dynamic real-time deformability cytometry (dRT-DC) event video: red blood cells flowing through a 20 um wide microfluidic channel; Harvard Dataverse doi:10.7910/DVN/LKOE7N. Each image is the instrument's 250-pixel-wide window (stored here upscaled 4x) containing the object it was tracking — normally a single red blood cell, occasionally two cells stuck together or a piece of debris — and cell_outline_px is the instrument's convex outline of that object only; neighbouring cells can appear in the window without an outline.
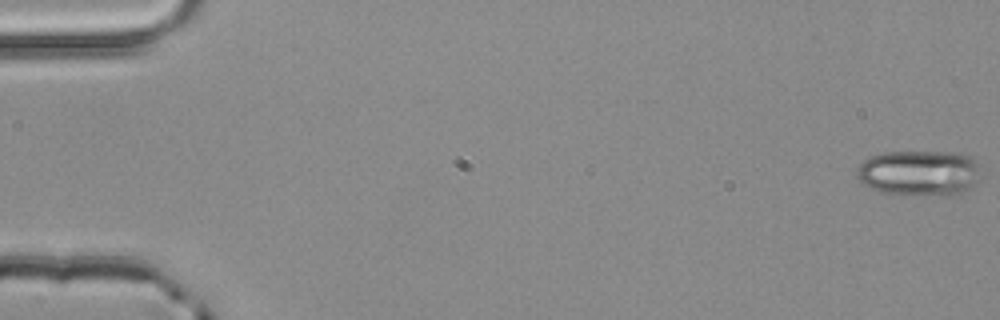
{"species": "common noctule bat (a hibernating species)", "species_latin": "Nyctalus noctula", "temperature_condition": "room temperature", "stored_images_in_passage": 5, "camera_frame_rate_fps": 3000, "um_per_image_px": 0.085, "animal": {"sex": "male", "body_mass_g": 20.4}, "frame": {"image": 1, "passage_image": 1, "time_ms": 0.0, "image_size_px": [1000, 320], "cell_outline_px": [[976, 180], [964, 192], [952, 196], [904, 196], [880, 192], [864, 184], [856, 176], [856, 168], [864, 160], [872, 156], [884, 152], [960, 152], [972, 156], [976, 160]], "centroid_in_image_um": [78.09, 14.72], "position_along_channel_um": 6.9, "area_um2": 33.35}}
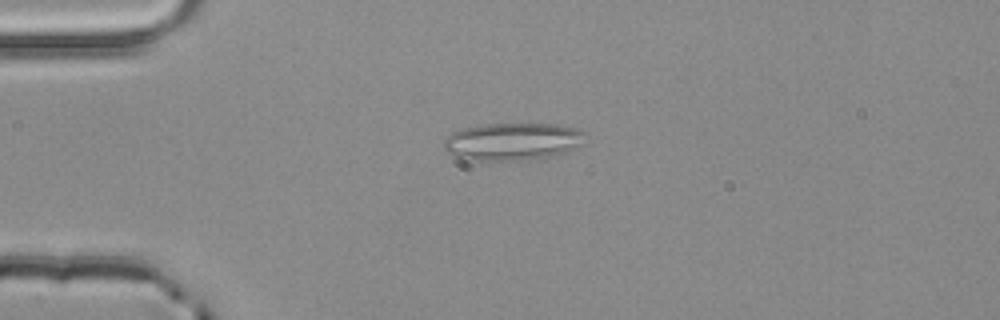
{"frame": {"image": 2, "passage_image": 5, "time_ms": 1.333, "image_size_px": [1000, 320], "cell_outline_px": [[584, 132], [572, 148], [564, 152], [548, 156], [512, 160], [464, 160], [448, 152], [444, 148], [444, 140], [452, 132], [464, 128], [484, 124], [556, 124], [580, 128]], "centroid_in_image_um": [43.46, 12.01], "position_along_channel_um": 41.5, "area_um2": 30.11}}